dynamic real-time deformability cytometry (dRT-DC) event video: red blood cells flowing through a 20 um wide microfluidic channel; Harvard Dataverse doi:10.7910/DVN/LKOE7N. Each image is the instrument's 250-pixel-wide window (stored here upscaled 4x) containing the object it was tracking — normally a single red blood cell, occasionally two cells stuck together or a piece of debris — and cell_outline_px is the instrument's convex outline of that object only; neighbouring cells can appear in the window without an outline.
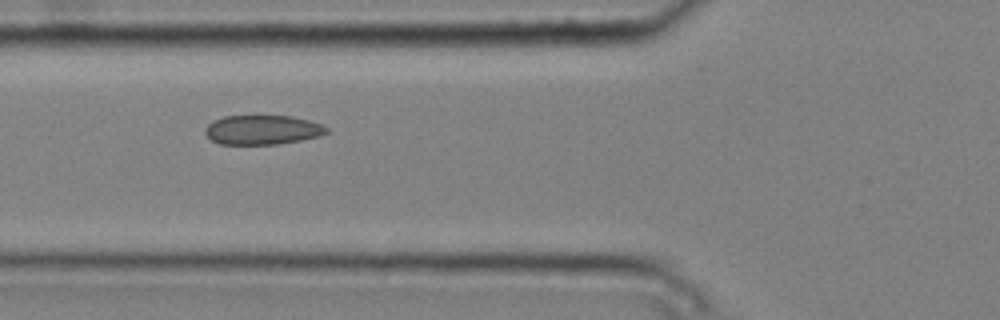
{"species": "common noctule bat (a hibernating species)", "species_latin": "Nyctalus noctula", "temperature_condition": "cold", "stored_images_in_passage": 3, "camera_frame_rate_fps": 3000, "um_per_image_px": 0.085, "animal": {"sex": "male", "body_mass_g": 20.4}, "frame": {"image": 1, "passage_image": 2, "time_ms": 0.333, "image_size_px": [1000, 320], "cell_outline_px": [[328, 132], [320, 136], [300, 140], [276, 144], [220, 144], [212, 140], [204, 132], [204, 128], [208, 124], [224, 116], [292, 116], [308, 120], [320, 124], [328, 128]], "centroid_in_image_um": [22.3, 11.04], "position_along_channel_um": 103.5, "area_um2": 20.63}}
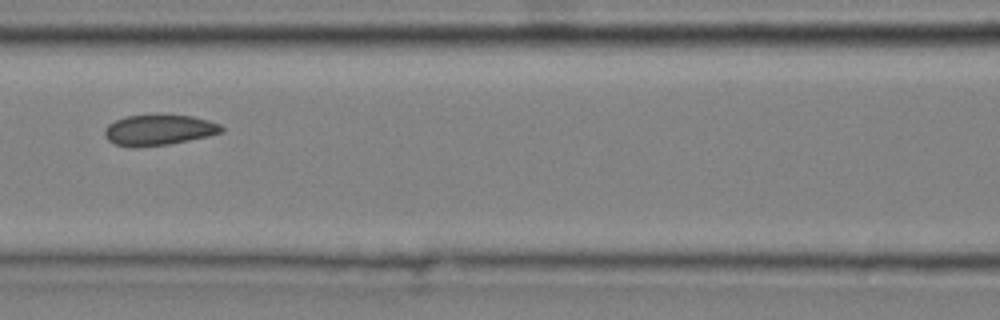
{"frame": {"image": 2, "passage_image": 3, "time_ms": 0.667, "image_size_px": [1000, 320], "cell_outline_px": [[224, 132], [208, 136], [168, 144], [116, 144], [108, 140], [104, 136], [104, 128], [108, 124], [124, 116], [192, 116], [208, 120], [220, 124], [224, 128]], "centroid_in_image_um": [13.55, 11.02], "position_along_channel_um": 153.1, "area_um2": 19.88}}